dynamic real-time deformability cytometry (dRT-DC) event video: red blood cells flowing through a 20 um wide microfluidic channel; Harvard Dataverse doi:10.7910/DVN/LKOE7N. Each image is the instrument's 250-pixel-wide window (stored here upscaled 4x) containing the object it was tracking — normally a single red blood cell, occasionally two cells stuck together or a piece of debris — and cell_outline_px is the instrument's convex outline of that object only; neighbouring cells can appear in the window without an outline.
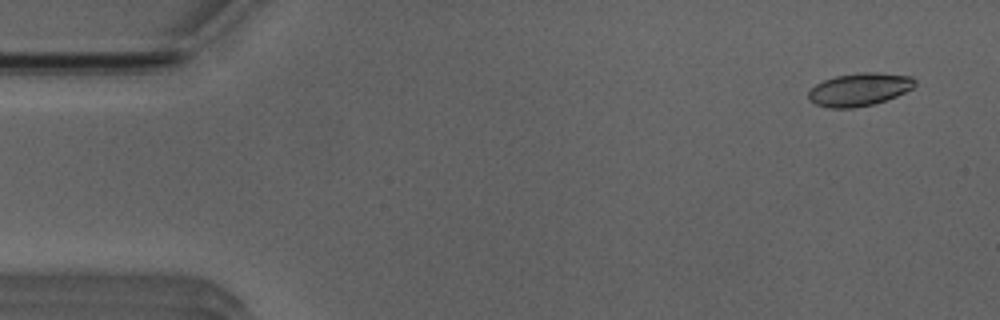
{"species": "Egyptian fruit bat (a non-hibernating species)", "species_latin": "Rousettus aegyptiacus", "temperature_condition": "room temperature", "stored_images_in_passage": 49, "camera_frame_rate_fps": 3000, "um_per_image_px": 0.085, "animal": {"sex": "male"}, "frame": {"image": 1, "passage_image": 3, "time_ms": 0.667, "image_size_px": [1000, 320], "cell_outline_px": [[916, 84], [912, 88], [896, 96], [872, 104], [852, 108], [828, 108], [816, 104], [808, 100], [808, 92], [816, 84], [824, 80], [836, 76], [860, 72], [876, 72], [912, 76], [916, 80]], "centroid_in_image_um": [73.04, 7.6], "position_along_channel_um": 12.0, "area_um2": 20.35}}
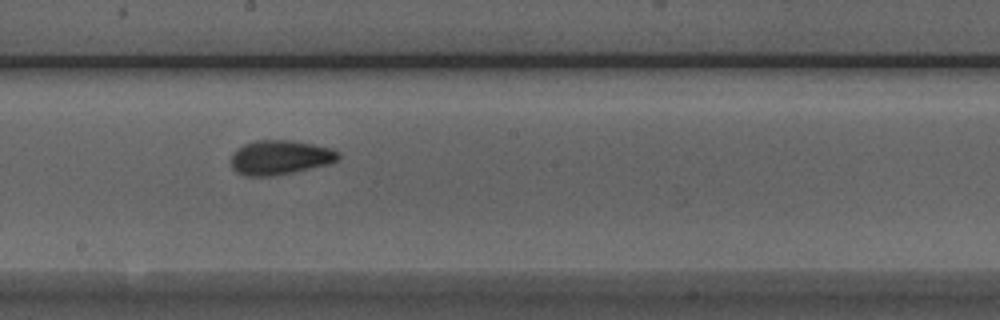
{"frame": {"image": 2, "passage_image": 28, "time_ms": 9.0, "image_size_px": [1000, 320], "cell_outline_px": [[340, 156], [336, 160], [328, 164], [292, 172], [272, 176], [244, 176], [236, 172], [232, 168], [232, 152], [236, 148], [244, 144], [256, 140], [288, 140], [312, 144], [332, 148], [340, 152]], "centroid_in_image_um": [23.77, 13.38], "position_along_channel_um": 224.4, "area_um2": 21.5}}
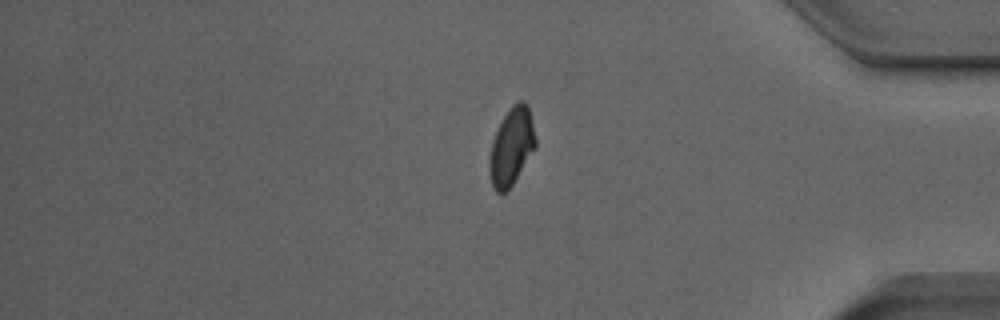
{"frame": {"image": 3, "passage_image": 43, "time_ms": 14.0, "image_size_px": [1000, 320], "cell_outline_px": [[536, 148], [512, 184], [504, 192], [496, 192], [492, 184], [488, 164], [492, 140], [504, 116], [512, 104], [520, 100], [524, 100], [528, 104], [536, 140]], "centroid_in_image_um": [43.49, 12.43], "position_along_channel_um": 391.7, "area_um2": 20.58}, "authors_computed_cell_mechanics": {"area_um2": 20.5768, "velocity_mm_per_s": 3.9336, "shape_relaxation_time_tau1_ms": 5.5106, "shape_relaxation_time_tau2_ms": 1.3904, "deformation_change_tau1": 0.1473, "deformation_change_tau2": 0.0594}}